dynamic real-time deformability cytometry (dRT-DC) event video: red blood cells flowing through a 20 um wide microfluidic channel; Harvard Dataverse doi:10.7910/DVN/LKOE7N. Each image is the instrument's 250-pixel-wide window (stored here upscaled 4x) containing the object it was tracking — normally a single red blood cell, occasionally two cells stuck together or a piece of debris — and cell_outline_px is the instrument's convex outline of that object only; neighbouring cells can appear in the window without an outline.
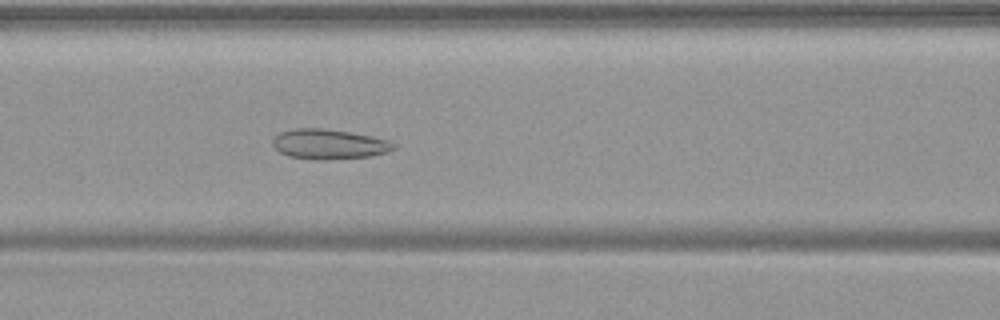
{"species": "common noctule bat (a hibernating species)", "species_latin": "Nyctalus noctula", "temperature_condition": "warm", "stored_images_in_passage": 50, "camera_frame_rate_fps": 3000, "um_per_image_px": 0.085, "animal": {"sex": "female", "body_mass_g": 19.9}, "frame": {"image": 1, "passage_image": 22, "time_ms": 7.0, "image_size_px": [1000, 320], "cell_outline_px": [[396, 148], [388, 152], [368, 156], [324, 160], [312, 160], [288, 156], [280, 152], [272, 144], [272, 140], [280, 132], [292, 128], [324, 128], [372, 136], [388, 140], [396, 144]], "centroid_in_image_um": [27.95, 12.25], "position_along_channel_um": 138.6, "area_um2": 21.21}}
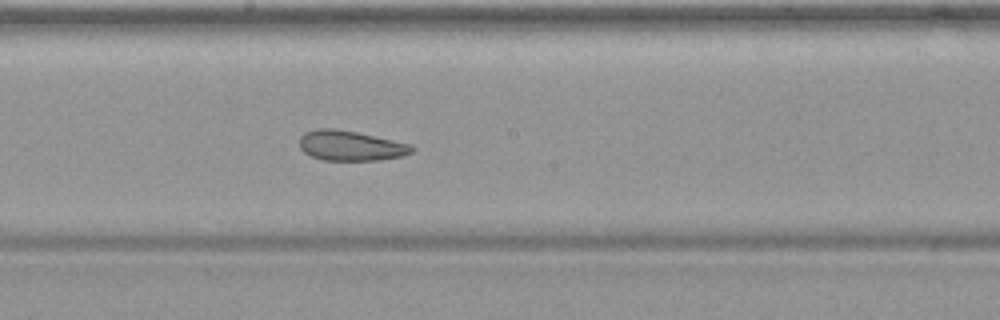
{"frame": {"image": 2, "passage_image": 28, "time_ms": 9.0, "image_size_px": [1000, 320], "cell_outline_px": [[416, 148], [412, 152], [400, 156], [380, 160], [320, 160], [304, 152], [300, 148], [300, 136], [304, 132], [316, 128], [336, 128], [356, 132], [412, 144]], "centroid_in_image_um": [29.79, 12.37], "position_along_channel_um": 218.4, "area_um2": 19.77}}
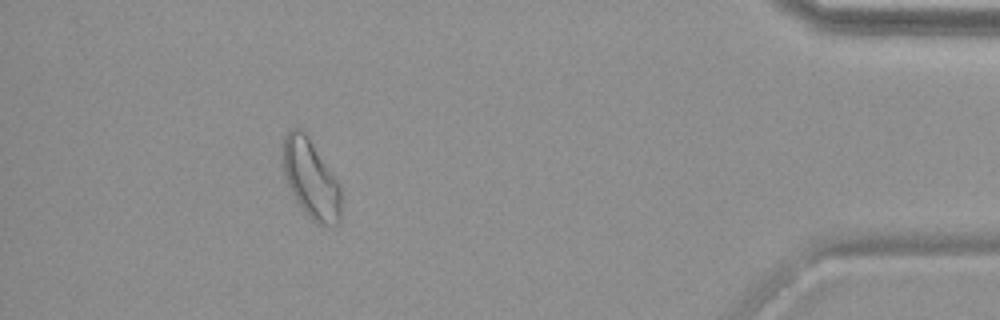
{"frame": {"image": 3, "passage_image": 46, "time_ms": 15.0, "image_size_px": [1000, 320], "cell_outline_px": [[340, 220], [336, 228], [324, 228], [316, 224], [304, 212], [296, 200], [284, 176], [280, 164], [280, 148], [284, 136], [292, 128], [300, 128], [304, 132], [340, 184]], "centroid_in_image_um": [26.39, 15.25], "position_along_channel_um": 408.8, "area_um2": 27.34}}